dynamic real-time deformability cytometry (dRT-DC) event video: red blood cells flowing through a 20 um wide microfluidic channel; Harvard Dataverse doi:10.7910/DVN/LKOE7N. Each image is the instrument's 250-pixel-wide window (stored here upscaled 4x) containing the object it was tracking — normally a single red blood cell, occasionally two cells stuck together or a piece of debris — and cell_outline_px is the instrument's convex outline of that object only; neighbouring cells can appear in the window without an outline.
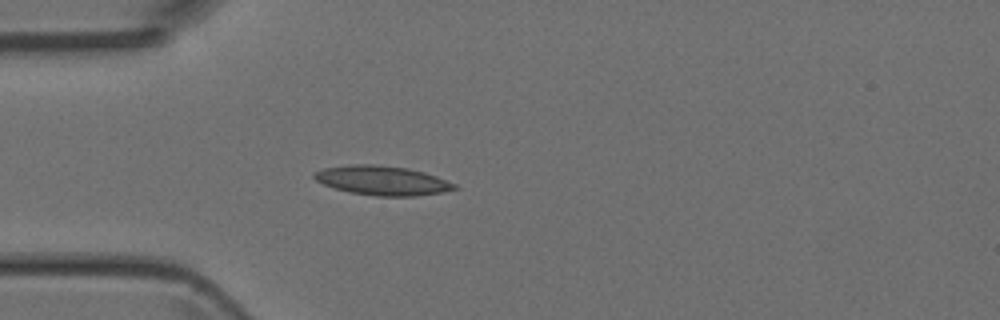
{"species": "Egyptian fruit bat (a non-hibernating species)", "species_latin": "Rousettus aegyptiacus", "temperature_condition": "room temperature", "stored_images_in_passage": 46, "camera_frame_rate_fps": 3000, "um_per_image_px": 0.085, "animal": {"sex": "female"}, "frame": {"image": 1, "passage_image": 12, "time_ms": 3.667, "image_size_px": [1000, 320], "cell_outline_px": [[460, 188], [440, 192], [412, 196], [376, 196], [352, 192], [336, 188], [324, 184], [316, 180], [312, 176], [312, 172], [324, 168], [352, 164], [372, 164], [408, 168], [424, 172], [436, 176], [456, 184]], "centroid_in_image_um": [32.49, 15.33], "position_along_channel_um": 52.5, "area_um2": 23.76}}
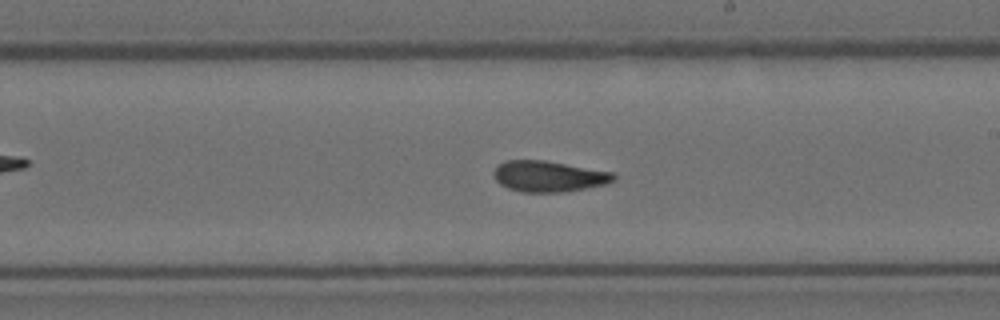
{"frame": {"image": 2, "passage_image": 26, "time_ms": 8.333, "image_size_px": [1000, 320], "cell_outline_px": [[616, 180], [604, 184], [564, 192], [524, 192], [508, 188], [500, 184], [496, 180], [492, 172], [496, 164], [504, 160], [544, 160], [612, 172], [616, 176]], "centroid_in_image_um": [46.58, 14.98], "position_along_channel_um": 242.4, "area_um2": 21.62}}
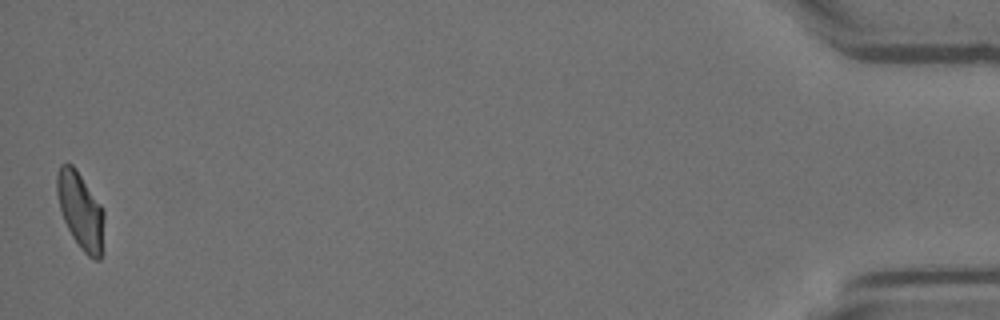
{"frame": {"image": 3, "passage_image": 46, "time_ms": 15.0, "image_size_px": [1000, 320], "cell_outline_px": [[104, 252], [100, 260], [96, 260], [88, 256], [80, 248], [72, 236], [64, 220], [60, 208], [56, 192], [56, 172], [60, 164], [72, 164], [76, 168], [104, 208]], "centroid_in_image_um": [6.88, 17.92], "position_along_channel_um": 428.3, "area_um2": 21.62}}